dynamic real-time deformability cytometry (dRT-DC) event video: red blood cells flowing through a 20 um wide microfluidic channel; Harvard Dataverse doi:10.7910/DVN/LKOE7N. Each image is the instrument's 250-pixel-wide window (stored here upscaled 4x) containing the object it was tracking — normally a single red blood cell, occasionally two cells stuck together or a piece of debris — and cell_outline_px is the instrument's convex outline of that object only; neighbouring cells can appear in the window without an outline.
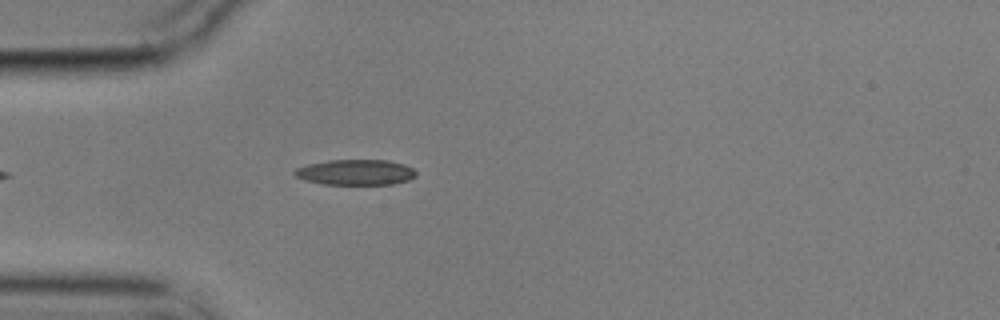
{"species": "common noctule bat (a hibernating species)", "species_latin": "Nyctalus noctula", "temperature_condition": "cold", "stored_images_in_passage": 28, "camera_frame_rate_fps": 3000, "um_per_image_px": 0.085, "animal": {"sex": "male", "body_mass_g": 17.9}, "frame": {"image": 1, "passage_image": 3, "time_ms": 0.667, "image_size_px": [1000, 320], "cell_outline_px": [[416, 176], [408, 180], [392, 184], [324, 184], [304, 180], [296, 176], [292, 172], [296, 168], [308, 164], [328, 160], [388, 160], [404, 164], [412, 168], [416, 172]], "centroid_in_image_um": [30.22, 14.64], "position_along_channel_um": 54.8, "area_um2": 18.03}}
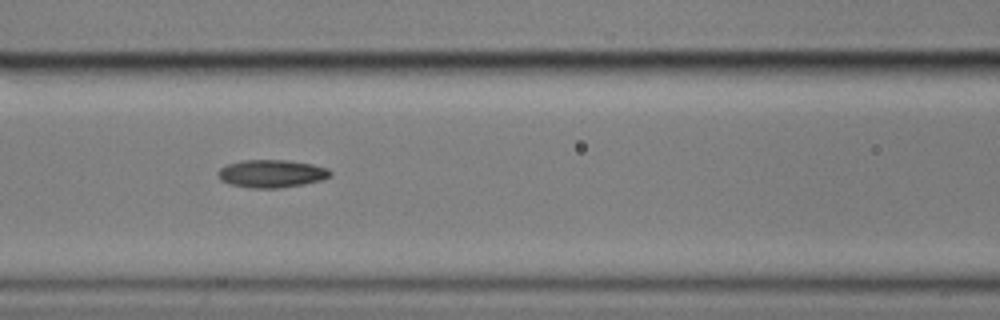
{"frame": {"image": 2, "passage_image": 11, "time_ms": 3.333, "image_size_px": [1000, 320], "cell_outline_px": [[332, 176], [320, 180], [304, 184], [276, 188], [252, 188], [228, 184], [220, 180], [216, 172], [220, 168], [228, 164], [240, 160], [288, 160], [312, 164], [328, 168], [332, 172]], "centroid_in_image_um": [23.06, 14.75], "position_along_channel_um": 143.5, "area_um2": 18.32}}
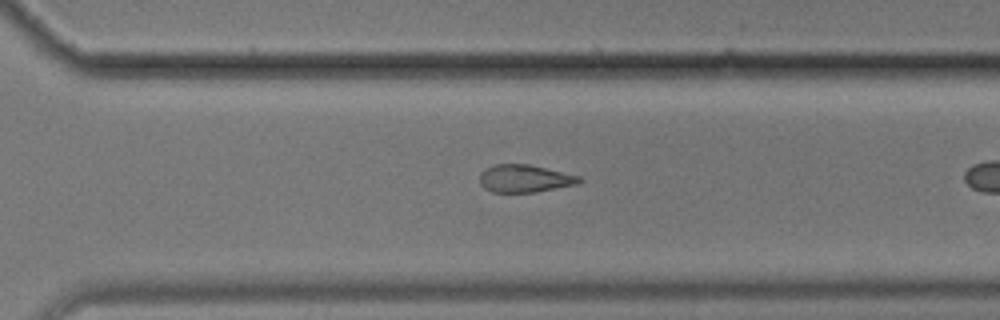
{"frame": {"image": 3, "passage_image": 23, "time_ms": 7.333, "image_size_px": [1000, 320], "cell_outline_px": [[584, 180], [576, 184], [532, 192], [492, 192], [484, 188], [480, 184], [480, 172], [484, 168], [496, 164], [528, 164], [580, 176]], "centroid_in_image_um": [44.56, 15.16], "position_along_channel_um": 326.0, "area_um2": 15.9}}